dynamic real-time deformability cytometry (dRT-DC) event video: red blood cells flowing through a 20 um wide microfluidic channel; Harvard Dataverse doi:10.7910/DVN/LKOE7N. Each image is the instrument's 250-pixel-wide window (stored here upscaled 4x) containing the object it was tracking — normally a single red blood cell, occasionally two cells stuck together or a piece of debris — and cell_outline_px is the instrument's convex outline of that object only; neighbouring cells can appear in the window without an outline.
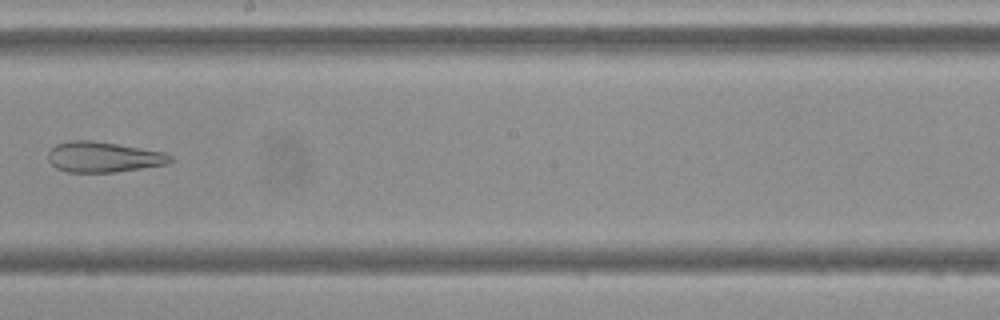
{"species": "Egyptian fruit bat (a non-hibernating species)", "species_latin": "Rousettus aegyptiacus", "temperature_condition": "cold", "stored_images_in_passage": 14, "camera_frame_rate_fps": 3000, "um_per_image_px": 0.085, "frame": {"image": 1, "passage_image": 8, "time_ms": 9.0, "image_size_px": [1000, 320], "cell_outline_px": [[172, 160], [168, 164], [116, 172], [68, 172], [56, 168], [48, 160], [48, 152], [56, 144], [72, 140], [92, 140], [164, 152], [172, 156]], "centroid_in_image_um": [8.78, 13.35], "position_along_channel_um": 239.4, "area_um2": 21.62}}
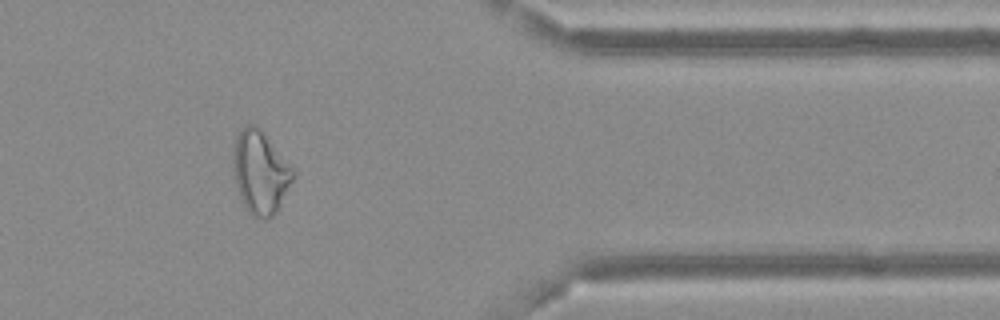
{"frame": {"image": 2, "passage_image": 12, "time_ms": 13.667, "image_size_px": [1000, 320], "cell_outline_px": [[292, 180], [276, 212], [268, 220], [264, 220], [252, 216], [248, 212], [236, 188], [232, 176], [232, 152], [236, 136], [248, 124], [256, 124], [260, 128], [292, 168]], "centroid_in_image_um": [22.06, 14.66], "position_along_channel_um": 389.3, "area_um2": 28.73}, "authors_computed_cell_mechanics": {"area_um2": 29.0734, "velocity_mm_per_s": 3.6603, "shape_relaxation_time_tau1_ms": null, "shape_relaxation_time_tau2_ms": 3.3842, "deformation_change_tau1": null, "deformation_change_tau2": 0.1312}}